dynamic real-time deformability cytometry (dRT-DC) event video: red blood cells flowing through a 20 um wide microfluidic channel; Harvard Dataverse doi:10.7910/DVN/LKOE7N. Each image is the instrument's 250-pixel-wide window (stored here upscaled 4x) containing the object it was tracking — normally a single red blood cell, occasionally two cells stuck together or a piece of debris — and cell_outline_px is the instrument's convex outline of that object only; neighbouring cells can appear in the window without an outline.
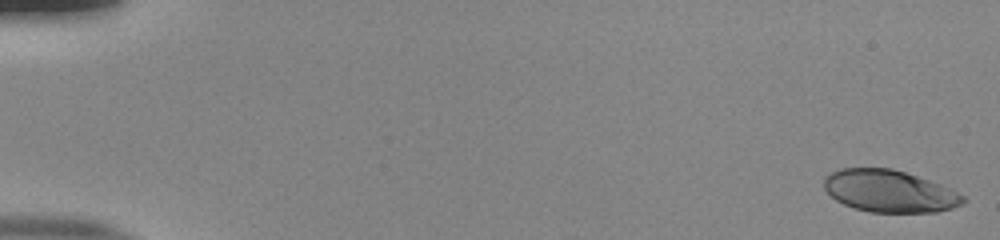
{"species": "human", "species_latin": "Homo sapiens", "temperature_condition": "room temperature", "stored_images_in_passage": 53, "camera_frame_rate_fps": 3000, "um_per_image_px": 0.085, "donor": {"sex": "male"}, "frame": {"image": 1, "passage_image": 1, "time_ms": 0.0, "image_size_px": [1000, 240], "cell_outline_px": [[968, 200], [964, 204], [952, 208], [936, 212], [868, 212], [844, 204], [836, 200], [824, 188], [824, 176], [828, 172], [840, 168], [892, 168], [940, 184], [964, 196]], "centroid_in_image_um": [75.59, 16.24], "position_along_channel_um": 9.4, "area_um2": 34.1}}
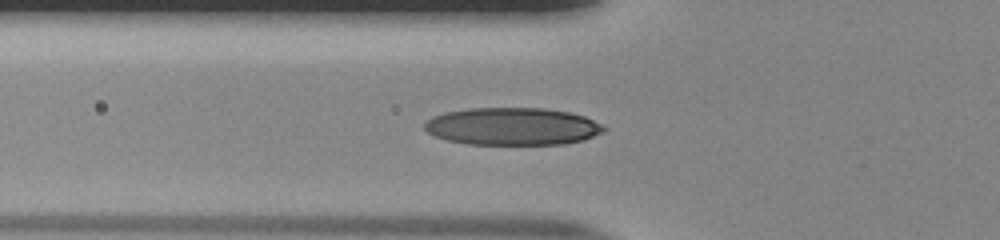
{"frame": {"image": 2, "passage_image": 20, "time_ms": 6.333, "image_size_px": [1000, 240], "cell_outline_px": [[608, 128], [604, 132], [584, 140], [564, 144], [468, 144], [448, 140], [436, 136], [428, 132], [424, 128], [424, 124], [432, 116], [444, 112], [468, 108], [544, 108], [568, 112], [584, 116], [604, 124]], "centroid_in_image_um": [43.6, 10.74], "position_along_channel_um": 82.2, "area_um2": 39.36}}
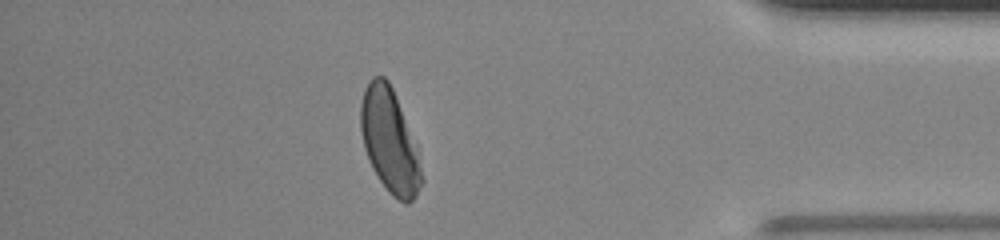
{"frame": {"image": 3, "passage_image": 47, "time_ms": 15.333, "image_size_px": [1000, 240], "cell_outline_px": [[424, 180], [416, 196], [408, 204], [404, 204], [392, 196], [388, 192], [372, 168], [364, 148], [360, 132], [360, 104], [364, 88], [372, 76], [384, 76], [388, 80], [392, 88], [416, 144]], "centroid_in_image_um": [33.11, 11.99], "position_along_channel_um": 402.1, "area_um2": 36.99}, "authors_computed_cell_mechanics": {"area_um2": 37.0498, "velocity_mm_per_s": 3.8898, "shape_relaxation_time_tau1_ms": 5.3848, "shape_relaxation_time_tau2_ms": 1.2494, "deformation_change_tau1": 0.2174, "deformation_change_tau2": 0.0584}}